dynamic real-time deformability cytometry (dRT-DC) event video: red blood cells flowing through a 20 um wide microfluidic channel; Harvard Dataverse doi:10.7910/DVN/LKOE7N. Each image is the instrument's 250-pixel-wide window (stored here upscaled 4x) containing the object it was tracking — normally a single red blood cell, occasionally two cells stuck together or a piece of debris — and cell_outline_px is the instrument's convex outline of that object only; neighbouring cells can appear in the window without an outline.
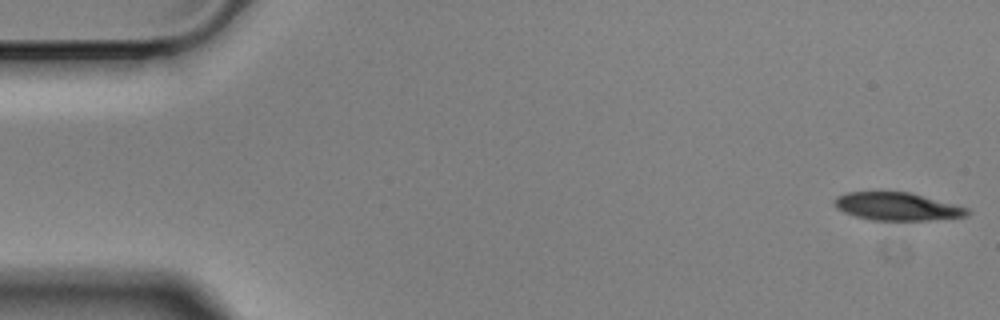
{"species": "Egyptian fruit bat (a non-hibernating species)", "species_latin": "Rousettus aegyptiacus", "temperature_condition": "cold", "stored_images_in_passage": 57, "camera_frame_rate_fps": 3000, "um_per_image_px": 0.085, "animal": {"sex": "male"}, "frame": {"image": 1, "passage_image": 1, "time_ms": 0.0, "image_size_px": [1000, 320], "cell_outline_px": [[972, 212], [968, 216], [928, 220], [872, 220], [856, 216], [844, 212], [836, 208], [832, 204], [832, 200], [836, 196], [848, 192], [908, 192], [956, 204], [968, 208]], "centroid_in_image_um": [76.25, 17.55], "position_along_channel_um": 8.7, "area_um2": 21.68}}
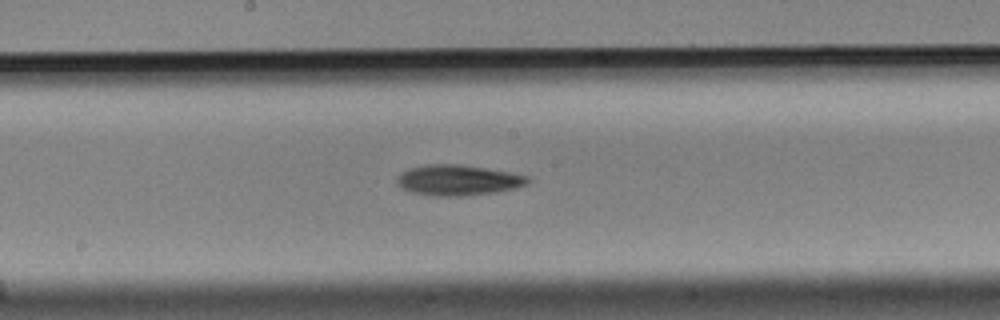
{"frame": {"image": 2, "passage_image": 29, "time_ms": 9.333, "image_size_px": [1000, 320], "cell_outline_px": [[532, 180], [528, 184], [516, 188], [496, 192], [460, 196], [432, 196], [412, 192], [400, 188], [396, 184], [396, 180], [404, 172], [412, 168], [428, 164], [456, 164], [484, 168], [508, 172], [528, 176]], "centroid_in_image_um": [38.95, 15.33], "position_along_channel_um": 209.2, "area_um2": 23.12}}
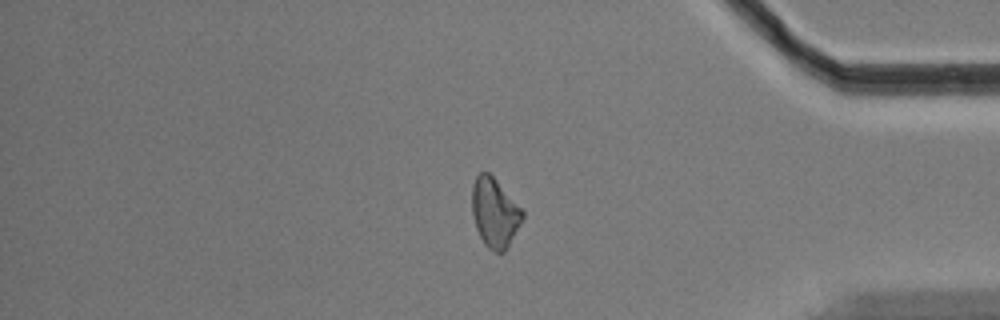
{"frame": {"image": 3, "passage_image": 47, "time_ms": 15.333, "image_size_px": [1000, 320], "cell_outline_px": [[524, 216], [508, 248], [504, 252], [496, 252], [488, 248], [484, 244], [476, 228], [472, 212], [472, 184], [476, 176], [480, 172], [488, 172], [496, 180], [524, 212]], "centroid_in_image_um": [42.04, 18.1], "position_along_channel_um": 393.2, "area_um2": 20.17}, "authors_computed_cell_mechanics": {"area_um2": 22.0796, "velocity_mm_per_s": 3.5044, "shape_relaxation_time_tau1_ms": 2.402, "shape_relaxation_time_tau2_ms": null, "deformation_change_tau1": 0.1111, "deformation_change_tau2": null}}